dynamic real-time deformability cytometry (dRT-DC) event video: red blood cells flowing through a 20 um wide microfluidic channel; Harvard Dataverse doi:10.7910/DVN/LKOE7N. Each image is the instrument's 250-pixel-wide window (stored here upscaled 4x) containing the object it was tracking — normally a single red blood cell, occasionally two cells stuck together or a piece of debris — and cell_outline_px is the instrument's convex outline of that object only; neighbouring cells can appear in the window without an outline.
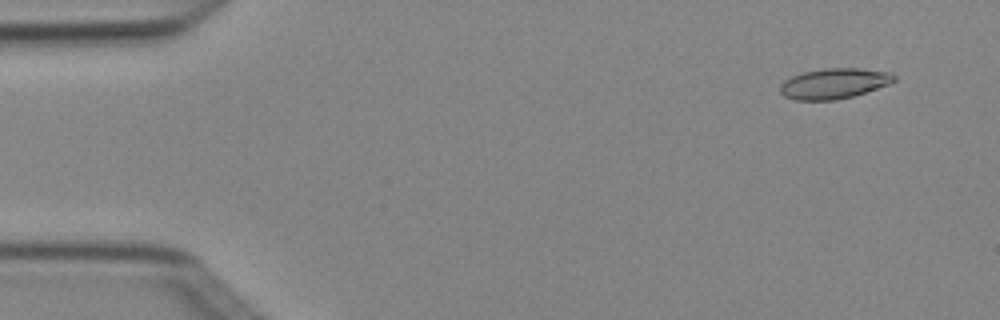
{"species": "Egyptian fruit bat (a non-hibernating species)", "species_latin": "Rousettus aegyptiacus", "temperature_condition": "cold", "stored_images_in_passage": 5, "camera_frame_rate_fps": 3000, "um_per_image_px": 0.085, "animal": {"sex": "female"}, "frame": {"image": 1, "passage_image": 2, "time_ms": 0.333, "image_size_px": [1000, 320], "cell_outline_px": [[896, 80], [888, 84], [852, 96], [836, 100], [796, 100], [784, 96], [780, 92], [780, 84], [784, 80], [792, 76], [804, 72], [824, 68], [860, 68], [892, 72], [896, 76]], "centroid_in_image_um": [70.89, 7.09], "position_along_channel_um": 14.1, "area_um2": 20.17}}
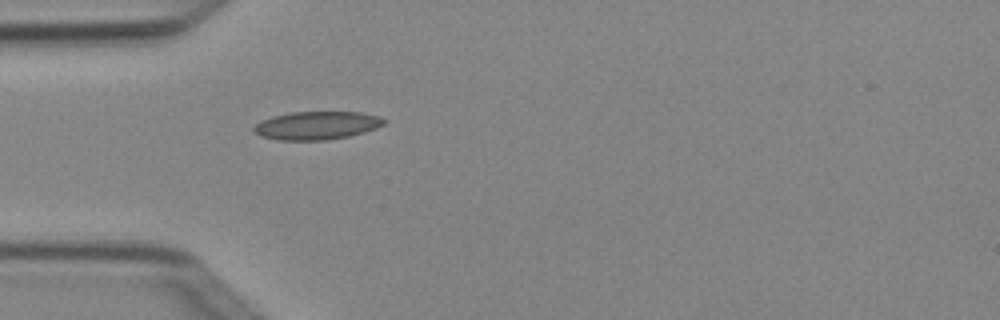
{"frame": {"image": 2, "passage_image": 5, "time_ms": 1.333, "image_size_px": [1000, 320], "cell_outline_px": [[388, 120], [384, 124], [376, 128], [364, 132], [348, 136], [324, 140], [276, 140], [260, 136], [252, 132], [252, 128], [260, 120], [272, 116], [292, 112], [360, 112], [380, 116]], "centroid_in_image_um": [26.9, 10.66], "position_along_channel_um": 58.1, "area_um2": 21.56}}